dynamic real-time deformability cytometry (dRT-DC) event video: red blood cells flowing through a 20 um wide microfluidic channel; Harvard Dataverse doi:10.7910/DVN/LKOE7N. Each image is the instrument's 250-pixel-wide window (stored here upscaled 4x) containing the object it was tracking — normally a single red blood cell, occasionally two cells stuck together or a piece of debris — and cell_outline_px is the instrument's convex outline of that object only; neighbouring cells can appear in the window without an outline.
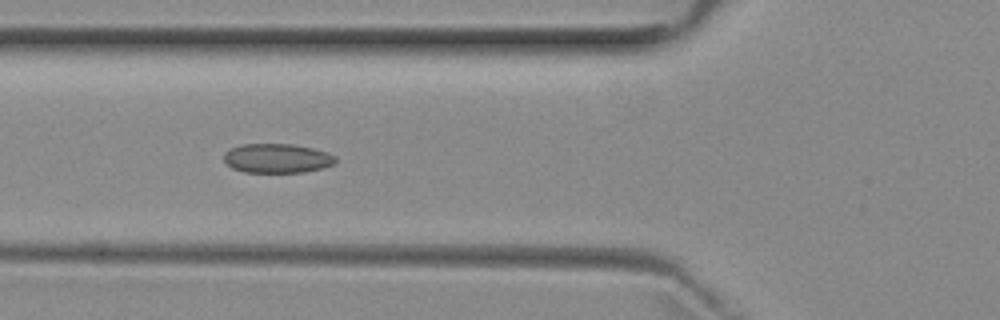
{"species": "common noctule bat (a hibernating species)", "species_latin": "Nyctalus noctula", "temperature_condition": "room temperature", "stored_images_in_passage": 5, "camera_frame_rate_fps": 3000, "um_per_image_px": 0.085, "animal": {"sex": "female", "body_mass_g": 29.2, "forearm_length_mm": 56.3}, "frame": {"image": 1, "passage_image": 4, "time_ms": 3.333, "image_size_px": [1000, 320], "cell_outline_px": [[336, 164], [324, 168], [304, 172], [244, 172], [232, 168], [224, 160], [224, 152], [232, 148], [244, 144], [292, 144], [312, 148], [328, 152], [336, 156]], "centroid_in_image_um": [23.6, 13.46], "position_along_channel_um": 102.2, "area_um2": 19.13}}
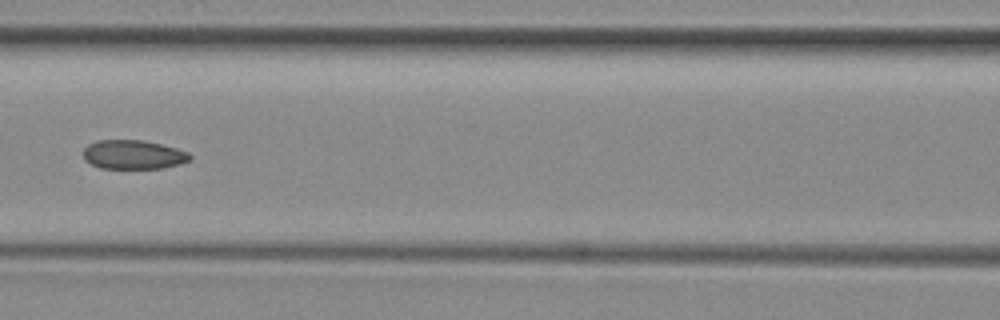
{"frame": {"image": 2, "passage_image": 5, "time_ms": 4.667, "image_size_px": [1000, 320], "cell_outline_px": [[192, 160], [180, 164], [164, 168], [100, 168], [84, 160], [84, 148], [88, 144], [96, 140], [144, 140], [176, 148], [188, 152], [192, 156]], "centroid_in_image_um": [11.35, 13.14], "position_along_channel_um": 155.3, "area_um2": 18.15}}